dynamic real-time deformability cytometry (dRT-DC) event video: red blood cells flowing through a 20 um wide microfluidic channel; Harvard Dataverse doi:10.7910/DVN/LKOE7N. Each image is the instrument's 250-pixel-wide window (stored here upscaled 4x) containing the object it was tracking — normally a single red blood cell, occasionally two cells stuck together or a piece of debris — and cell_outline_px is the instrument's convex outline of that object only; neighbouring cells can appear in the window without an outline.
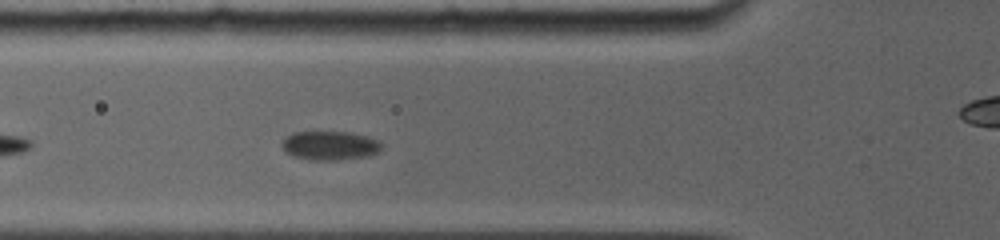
{"species": "common noctule bat (a hibernating species)", "species_latin": "Nyctalus noctula", "temperature_condition": "room temperature", "stored_images_in_passage": 13, "camera_frame_rate_fps": 5000, "um_per_image_px": 0.085, "animal": {"sex": "female", "body_mass_g": 19.0, "forearm_length_mm": 56.7}, "frame": {"image": 1, "passage_image": 8, "time_ms": 3.2, "image_size_px": [1000, 240], "cell_outline_px": [[380, 148], [376, 152], [368, 156], [340, 160], [308, 160], [296, 156], [288, 152], [284, 148], [284, 140], [292, 132], [352, 132], [376, 140], [380, 144]], "centroid_in_image_um": [28.05, 12.37], "position_along_channel_um": 97.8, "area_um2": 16.36}}
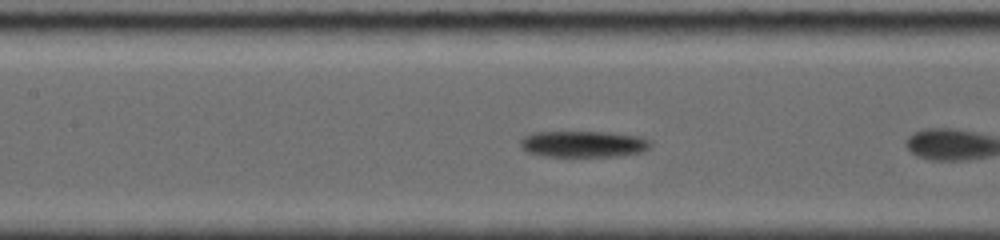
{"frame": {"image": 2, "passage_image": 10, "time_ms": 4.0, "image_size_px": [1000, 240], "cell_outline_px": [[652, 144], [648, 148], [640, 152], [612, 156], [548, 156], [528, 152], [520, 144], [520, 140], [524, 136], [532, 132], [604, 132], [636, 136], [648, 140]], "centroid_in_image_um": [49.54, 12.23], "position_along_channel_um": 157.9, "area_um2": 19.54}}